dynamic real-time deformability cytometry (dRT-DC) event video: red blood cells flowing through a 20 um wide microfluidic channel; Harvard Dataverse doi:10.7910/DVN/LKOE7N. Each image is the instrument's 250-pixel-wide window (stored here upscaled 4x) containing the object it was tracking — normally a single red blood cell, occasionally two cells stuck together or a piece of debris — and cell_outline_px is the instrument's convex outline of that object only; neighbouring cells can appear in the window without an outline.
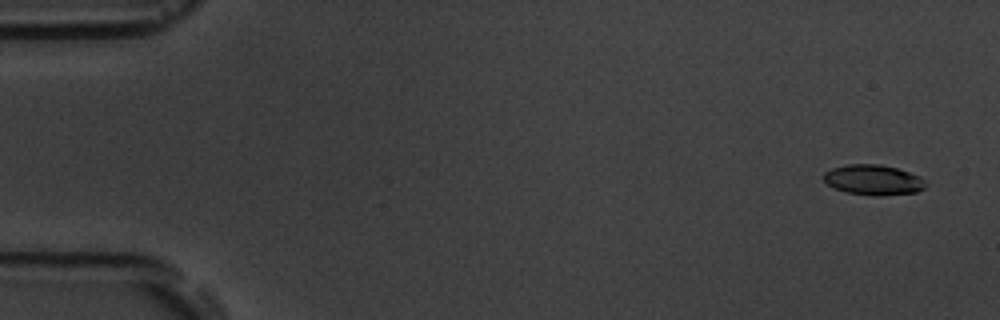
{"species": "common noctule bat (a hibernating species)", "species_latin": "Nyctalus noctula", "temperature_condition": "room temperature", "stored_images_in_passage": 8, "camera_frame_rate_fps": 3000, "um_per_image_px": 0.085, "animal": {"sex": "male", "body_mass_g": 19.5, "forearm_length_mm": 54.6}, "frame": {"image": 1, "passage_image": 1, "time_ms": 0.0, "image_size_px": [1000, 320], "cell_outline_px": [[924, 188], [916, 192], [884, 196], [872, 196], [844, 192], [832, 188], [824, 180], [824, 172], [832, 168], [848, 164], [880, 164], [896, 168], [920, 176], [924, 180]], "centroid_in_image_um": [74.2, 15.3], "position_along_channel_um": 10.8, "area_um2": 18.09}}
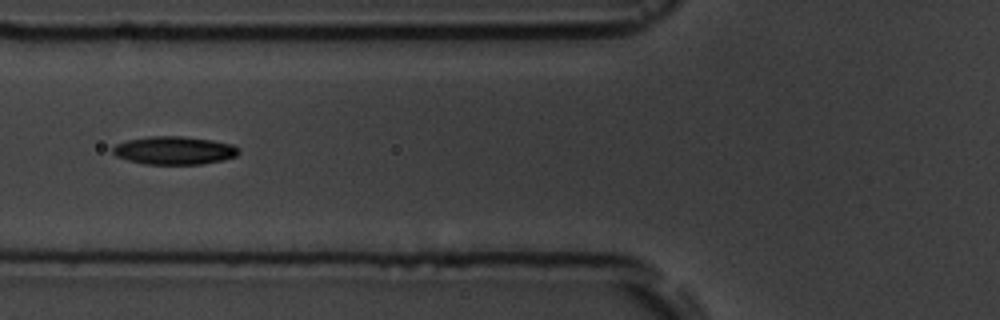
{"frame": {"image": 2, "passage_image": 6, "time_ms": 6.333, "image_size_px": [1000, 320], "cell_outline_px": [[240, 152], [236, 156], [224, 160], [200, 164], [144, 164], [128, 160], [116, 156], [112, 152], [112, 148], [116, 144], [128, 140], [152, 136], [180, 136], [212, 140], [232, 144], [240, 148]], "centroid_in_image_um": [14.83, 12.79], "position_along_channel_um": 111.0, "area_um2": 20.63}}
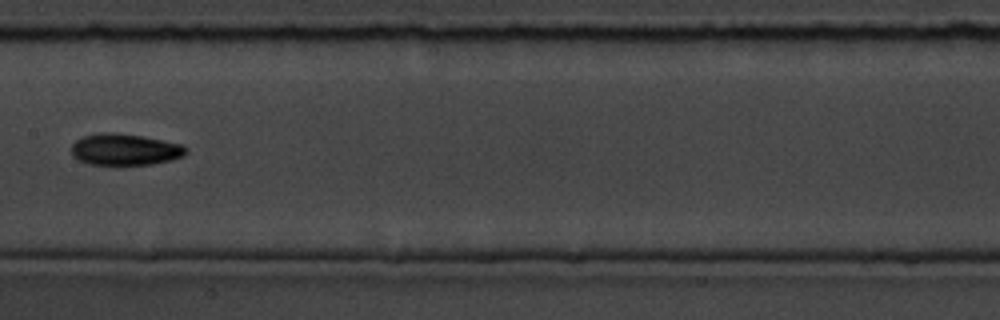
{"frame": {"image": 3, "passage_image": 8, "time_ms": 8.667, "image_size_px": [1000, 320], "cell_outline_px": [[188, 152], [184, 156], [172, 160], [152, 164], [88, 164], [72, 156], [72, 144], [76, 140], [84, 136], [100, 132], [112, 132], [140, 136], [184, 144], [188, 148]], "centroid_in_image_um": [10.65, 12.7], "position_along_channel_um": 196.7, "area_um2": 21.04}}